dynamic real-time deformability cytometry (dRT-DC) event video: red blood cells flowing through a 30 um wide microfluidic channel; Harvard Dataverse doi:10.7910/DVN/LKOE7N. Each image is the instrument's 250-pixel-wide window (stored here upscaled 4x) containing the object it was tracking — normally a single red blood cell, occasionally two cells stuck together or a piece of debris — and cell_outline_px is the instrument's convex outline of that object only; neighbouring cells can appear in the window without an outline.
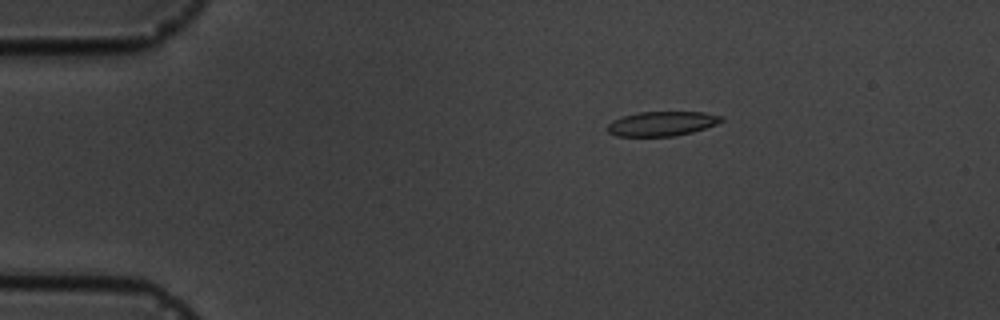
{"species": "common noctule bat (a hibernating species)", "species_latin": "Nyctalus noctula", "temperature_condition": "cold", "stored_images_in_passage": 5, "camera_frame_rate_fps": 3000, "um_per_image_px": 0.085, "animal": {"sex": "male", "body_mass_g": 19.5, "forearm_length_mm": 54.6}, "frame": {"image": 1, "passage_image": 2, "time_ms": 1.333, "image_size_px": [1000, 320], "cell_outline_px": [[724, 120], [716, 124], [692, 132], [676, 136], [616, 136], [608, 132], [608, 124], [612, 120], [636, 112], [704, 112], [724, 116]], "centroid_in_image_um": [56.27, 10.5], "position_along_channel_um": 28.7, "area_um2": 16.3}}
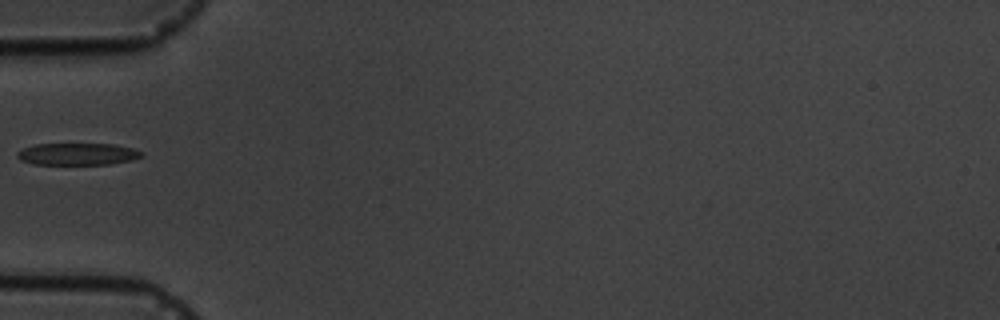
{"frame": {"image": 2, "passage_image": 4, "time_ms": 4.333, "image_size_px": [1000, 320], "cell_outline_px": [[144, 156], [132, 160], [108, 164], [36, 164], [20, 160], [16, 156], [16, 152], [24, 148], [36, 144], [116, 144], [132, 148], [144, 152]], "centroid_in_image_um": [6.62, 13.09], "position_along_channel_um": 78.4, "area_um2": 15.95}}
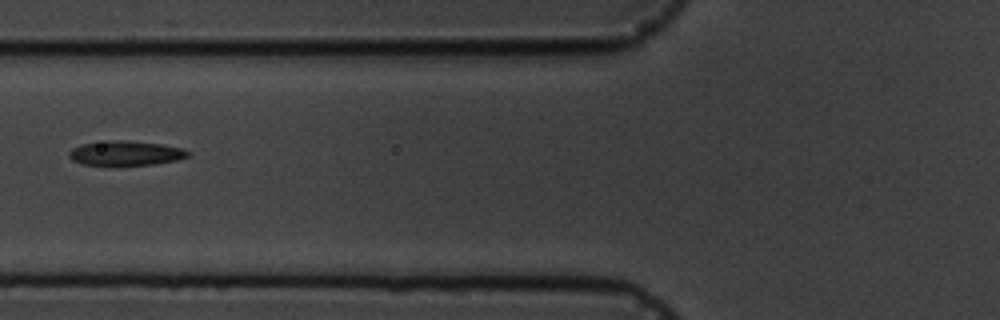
{"frame": {"image": 3, "passage_image": 5, "time_ms": 5.333, "image_size_px": [1000, 320], "cell_outline_px": [[188, 156], [176, 160], [156, 164], [80, 164], [72, 160], [68, 156], [68, 152], [72, 148], [80, 144], [108, 140], [128, 140], [160, 144], [184, 148], [188, 152]], "centroid_in_image_um": [10.64, 13.0], "position_along_channel_um": 115.2, "area_um2": 16.88}}